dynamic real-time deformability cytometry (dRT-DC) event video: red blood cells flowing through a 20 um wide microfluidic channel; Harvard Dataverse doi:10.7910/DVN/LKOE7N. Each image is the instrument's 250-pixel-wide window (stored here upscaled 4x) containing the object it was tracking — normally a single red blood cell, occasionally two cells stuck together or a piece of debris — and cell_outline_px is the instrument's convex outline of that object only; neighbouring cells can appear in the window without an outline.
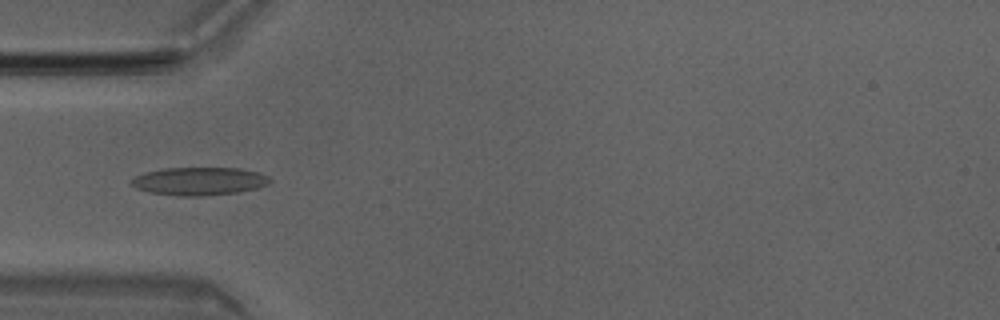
{"species": "Egyptian fruit bat (a non-hibernating species)", "species_latin": "Rousettus aegyptiacus", "temperature_condition": "room temperature", "stored_images_in_passage": 49, "camera_frame_rate_fps": 3000, "um_per_image_px": 0.085, "animal": {"sex": "male"}, "frame": {"image": 1, "passage_image": 14, "time_ms": 4.333, "image_size_px": [1000, 320], "cell_outline_px": [[272, 180], [268, 184], [256, 188], [240, 192], [204, 196], [180, 196], [148, 192], [136, 188], [128, 180], [144, 172], [164, 168], [236, 168], [256, 172], [268, 176]], "centroid_in_image_um": [16.9, 15.41], "position_along_channel_um": 68.1, "area_um2": 22.66}}
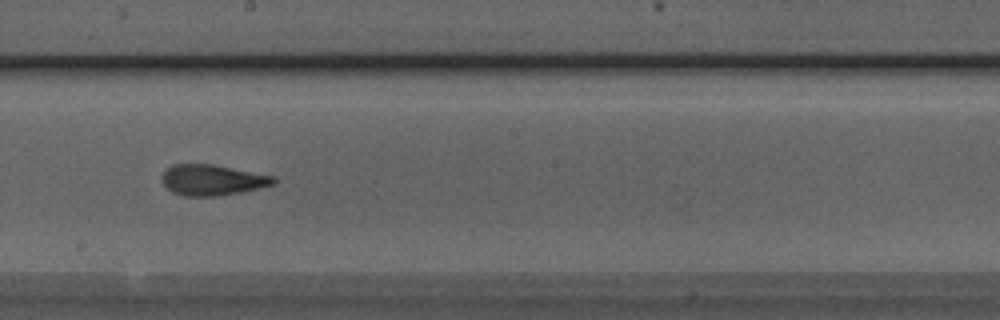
{"frame": {"image": 2, "passage_image": 26, "time_ms": 8.333, "image_size_px": [1000, 320], "cell_outline_px": [[276, 184], [244, 192], [216, 196], [184, 196], [172, 192], [164, 184], [160, 176], [172, 164], [212, 164], [276, 176]], "centroid_in_image_um": [18.08, 15.3], "position_along_channel_um": 230.1, "area_um2": 20.17}}
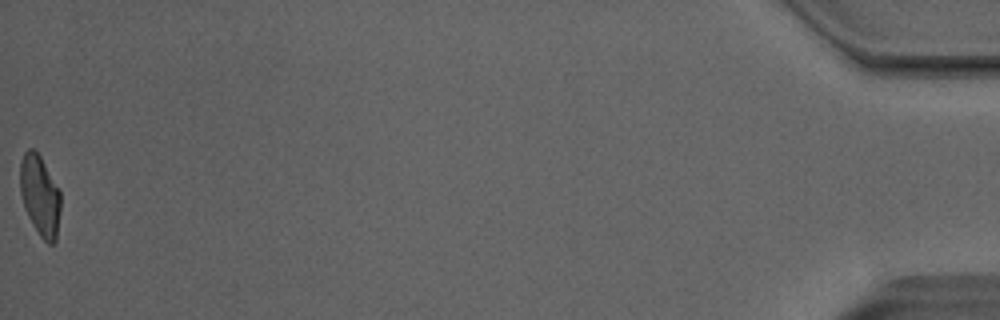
{"frame": {"image": 3, "passage_image": 49, "time_ms": 16.0, "image_size_px": [1000, 320], "cell_outline_px": [[60, 212], [56, 240], [52, 244], [48, 244], [40, 236], [32, 224], [24, 208], [20, 192], [20, 160], [24, 152], [28, 148], [32, 148], [40, 156], [60, 192]], "centroid_in_image_um": [3.38, 16.64], "position_along_channel_um": 431.8, "area_um2": 18.96}, "authors_computed_cell_mechanics": {"area_um2": 20.4034, "velocity_mm_per_s": 4.0408, "shape_relaxation_time_tau1_ms": 5.9362, "shape_relaxation_time_tau2_ms": 1.7893, "deformation_change_tau1": 0.1764, "deformation_change_tau2": 0.0864}}